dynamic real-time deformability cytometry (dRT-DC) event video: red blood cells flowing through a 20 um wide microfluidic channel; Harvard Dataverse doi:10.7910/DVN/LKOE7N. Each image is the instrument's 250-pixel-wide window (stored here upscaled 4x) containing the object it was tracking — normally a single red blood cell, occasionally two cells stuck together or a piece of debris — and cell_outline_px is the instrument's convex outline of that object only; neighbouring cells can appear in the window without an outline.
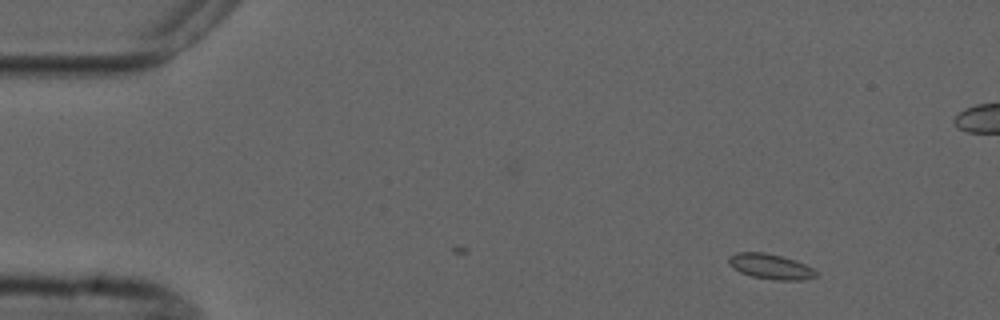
{"species": "common noctule bat (a hibernating species)", "species_latin": "Nyctalus noctula", "temperature_condition": "cold", "stored_images_in_passage": 2, "camera_frame_rate_fps": 3000, "um_per_image_px": 0.085, "animal": {"sex": "male", "forearm_length_mm": 52.5}, "frame": {"image": 1, "passage_image": 2, "time_ms": 1.0, "image_size_px": [1000, 320], "cell_outline_px": [[820, 276], [804, 280], [776, 280], [752, 276], [740, 272], [732, 268], [728, 264], [728, 256], [736, 252], [764, 252], [796, 260], [812, 268]], "centroid_in_image_um": [65.48, 22.65], "position_along_channel_um": 19.5, "area_um2": 12.95}}